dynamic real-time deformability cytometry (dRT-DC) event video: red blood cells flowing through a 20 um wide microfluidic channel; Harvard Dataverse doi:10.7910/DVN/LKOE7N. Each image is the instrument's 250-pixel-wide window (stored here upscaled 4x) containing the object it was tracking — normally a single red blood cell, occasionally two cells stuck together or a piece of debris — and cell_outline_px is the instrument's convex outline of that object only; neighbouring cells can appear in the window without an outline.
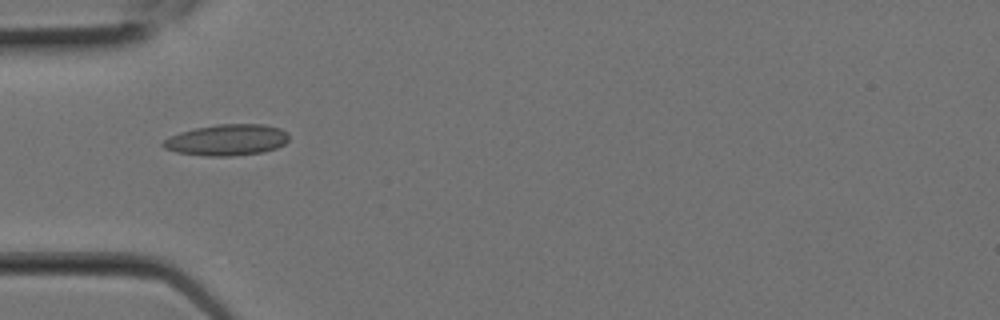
{"species": "Egyptian fruit bat (a non-hibernating species)", "species_latin": "Rousettus aegyptiacus", "temperature_condition": "room temperature", "stored_images_in_passage": 3, "camera_frame_rate_fps": 3000, "um_per_image_px": 0.085, "animal": {"sex": "female"}, "frame": {"image": 1, "passage_image": 2, "time_ms": 0.333, "image_size_px": [1000, 320], "cell_outline_px": [[288, 140], [284, 144], [276, 148], [264, 152], [232, 156], [204, 156], [176, 152], [164, 148], [160, 144], [164, 140], [180, 132], [196, 128], [216, 124], [264, 124], [280, 128], [288, 132]], "centroid_in_image_um": [19.3, 11.9], "position_along_channel_um": 65.7, "area_um2": 22.95}}
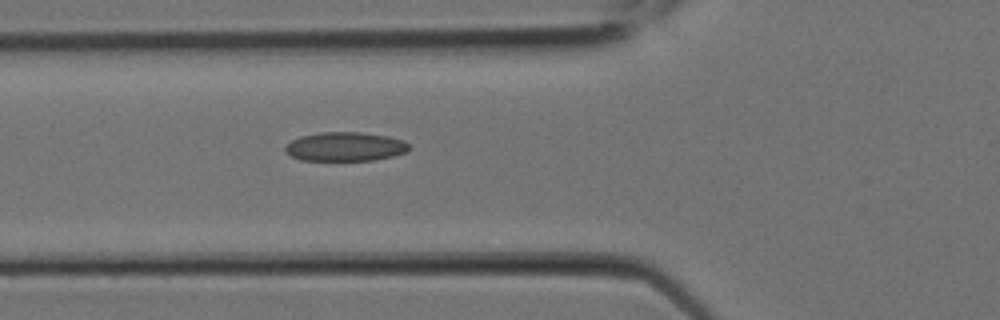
{"frame": {"image": 2, "passage_image": 3, "time_ms": 0.667, "image_size_px": [1000, 320], "cell_outline_px": [[408, 152], [392, 156], [372, 160], [300, 160], [284, 152], [284, 148], [292, 140], [300, 136], [320, 132], [360, 132], [388, 136], [404, 140], [408, 144]], "centroid_in_image_um": [29.33, 12.46], "position_along_channel_um": 96.5, "area_um2": 20.92}}